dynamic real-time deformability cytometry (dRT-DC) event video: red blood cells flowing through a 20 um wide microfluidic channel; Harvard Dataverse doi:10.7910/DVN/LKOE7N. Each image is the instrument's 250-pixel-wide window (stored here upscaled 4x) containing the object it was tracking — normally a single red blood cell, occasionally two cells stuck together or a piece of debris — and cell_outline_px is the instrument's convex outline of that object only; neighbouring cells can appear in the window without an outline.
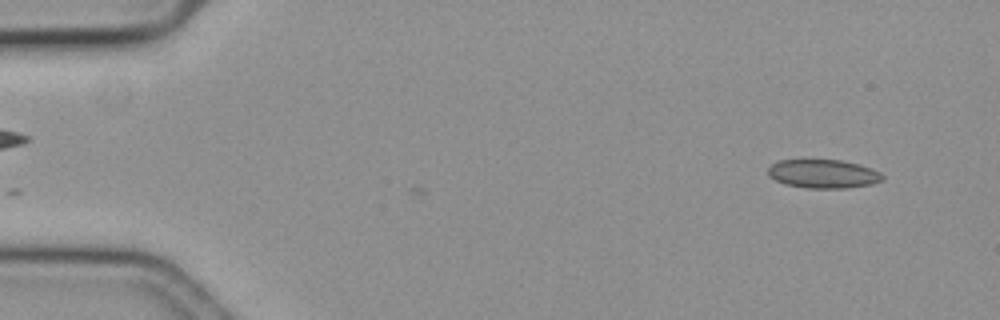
{"species": "common noctule bat (a hibernating species)", "species_latin": "Nyctalus noctula", "temperature_condition": "cold", "stored_images_in_passage": 2, "camera_frame_rate_fps": 3000, "um_per_image_px": 0.085, "animal": {"sex": "female", "body_mass_g": 19.3, "forearm_length_mm": 54.1}, "frame": {"image": 1, "passage_image": 2, "time_ms": 0.333, "image_size_px": [1000, 320], "cell_outline_px": [[884, 180], [872, 184], [848, 188], [808, 188], [784, 184], [768, 176], [768, 168], [772, 164], [780, 160], [840, 160], [860, 164], [880, 172], [884, 176]], "centroid_in_image_um": [69.99, 14.78], "position_along_channel_um": 15.0, "area_um2": 19.19}}